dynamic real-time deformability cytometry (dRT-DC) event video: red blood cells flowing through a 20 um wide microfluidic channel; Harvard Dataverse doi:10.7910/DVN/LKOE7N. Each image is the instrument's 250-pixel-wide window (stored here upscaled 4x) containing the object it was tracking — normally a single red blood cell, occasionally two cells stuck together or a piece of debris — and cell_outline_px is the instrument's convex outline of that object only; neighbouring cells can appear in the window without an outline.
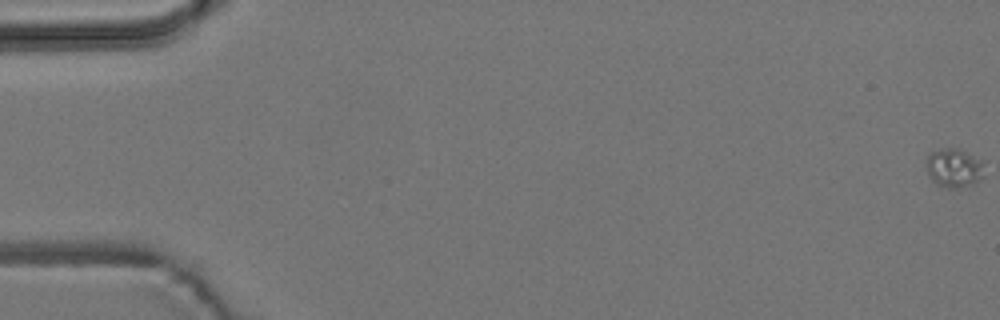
{"species": "common noctule bat (a hibernating species)", "species_latin": "Nyctalus noctula", "temperature_condition": "room temperature", "stored_images_in_passage": 7, "camera_frame_rate_fps": 3000, "um_per_image_px": 0.085, "animal": {"sex": "male", "body_mass_g": 19.2, "forearm_length_mm": 51.8}, "frame": {"image": 1, "passage_image": 1, "time_ms": 0.0, "image_size_px": [1000, 320], "cell_outline_px": [[984, 176], [972, 184], [952, 188], [948, 188], [936, 184], [932, 180], [928, 172], [928, 152], [940, 148], [956, 148], [984, 160]], "centroid_in_image_um": [81.12, 14.25], "position_along_channel_um": 3.9, "area_um2": 13.12}}